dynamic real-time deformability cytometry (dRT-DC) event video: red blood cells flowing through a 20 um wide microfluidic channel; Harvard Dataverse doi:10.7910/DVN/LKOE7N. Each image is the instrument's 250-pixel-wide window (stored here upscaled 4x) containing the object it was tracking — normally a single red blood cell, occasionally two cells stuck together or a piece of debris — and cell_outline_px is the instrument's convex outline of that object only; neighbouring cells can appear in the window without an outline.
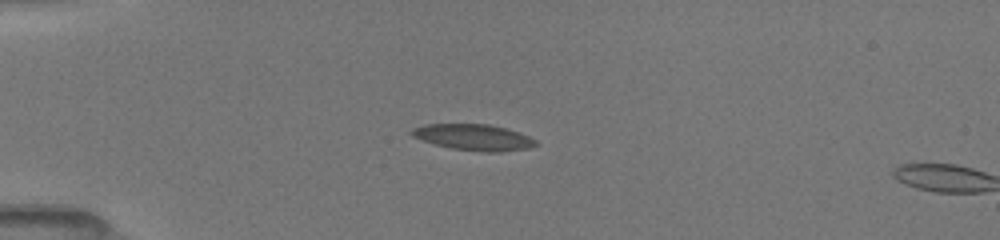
{"species": "common noctule bat (a hibernating species)", "species_latin": "Nyctalus noctula", "temperature_condition": "room temperature", "stored_images_in_passage": 16, "camera_frame_rate_fps": 3000, "um_per_image_px": 0.085, "animal": {"sex": "female", "body_mass_g": 19.5, "forearm_length_mm": 54.1}, "frame": {"image": 1, "passage_image": 14, "time_ms": 4.0, "image_size_px": [1000, 240], "cell_outline_px": [[540, 144], [528, 148], [500, 152], [484, 152], [452, 148], [436, 144], [412, 136], [408, 132], [412, 128], [424, 124], [488, 124], [504, 128], [528, 136], [536, 140]], "centroid_in_image_um": [40.25, 11.66], "position_along_channel_um": 44.7, "area_um2": 18.73}}